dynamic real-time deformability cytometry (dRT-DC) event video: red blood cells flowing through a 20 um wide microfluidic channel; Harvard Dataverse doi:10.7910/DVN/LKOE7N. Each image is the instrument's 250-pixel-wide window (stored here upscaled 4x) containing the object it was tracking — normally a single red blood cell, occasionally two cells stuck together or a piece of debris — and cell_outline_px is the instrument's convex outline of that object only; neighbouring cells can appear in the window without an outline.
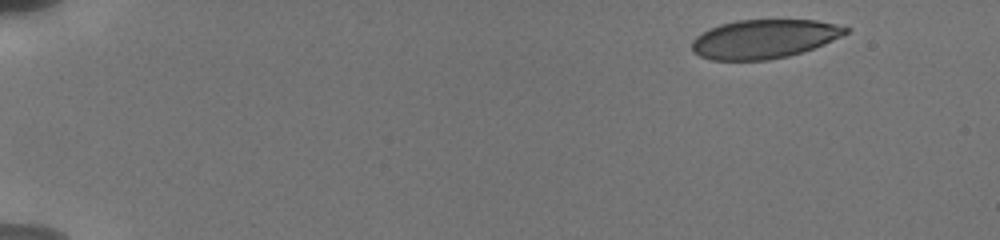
{"species": "human", "species_latin": "Homo sapiens", "temperature_condition": "cold", "stored_images_in_passage": 10, "camera_frame_rate_fps": 3000, "um_per_image_px": 0.085, "donor": {"sex": "male"}, "frame": {"image": 1, "passage_image": 1, "time_ms": 0.0, "image_size_px": [1000, 240], "cell_outline_px": [[852, 28], [848, 32], [824, 44], [788, 56], [768, 60], [712, 60], [700, 56], [692, 52], [692, 40], [696, 36], [708, 28], [720, 24], [736, 20], [816, 20], [836, 24]], "centroid_in_image_um": [64.91, 3.3], "position_along_channel_um": 20.1, "area_um2": 34.85}}
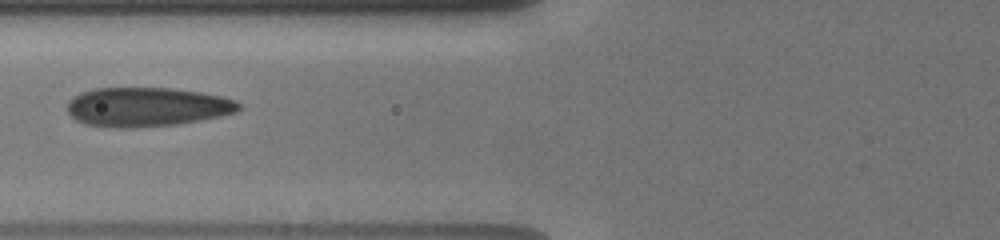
{"frame": {"image": 2, "passage_image": 8, "time_ms": 6.0, "image_size_px": [1000, 240], "cell_outline_px": [[240, 108], [236, 112], [220, 116], [200, 120], [176, 124], [136, 128], [108, 128], [88, 124], [76, 120], [68, 112], [68, 100], [80, 92], [96, 88], [172, 88], [200, 92], [220, 96], [236, 100], [240, 104]], "centroid_in_image_um": [12.47, 9.09], "position_along_channel_um": 113.3, "area_um2": 39.25}}
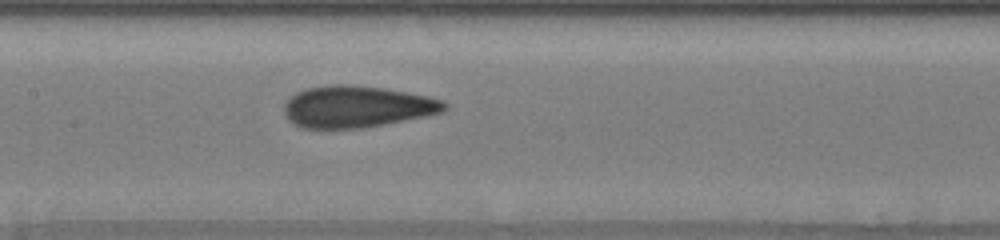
{"frame": {"image": 3, "passage_image": 10, "time_ms": 7.667, "image_size_px": [1000, 240], "cell_outline_px": [[448, 108], [440, 112], [424, 116], [384, 124], [360, 128], [300, 128], [288, 120], [284, 112], [284, 104], [296, 92], [308, 88], [332, 84], [344, 84], [384, 88], [428, 96], [444, 100], [448, 104]], "centroid_in_image_um": [30.32, 9.06], "position_along_channel_um": 177.1, "area_um2": 38.78}}